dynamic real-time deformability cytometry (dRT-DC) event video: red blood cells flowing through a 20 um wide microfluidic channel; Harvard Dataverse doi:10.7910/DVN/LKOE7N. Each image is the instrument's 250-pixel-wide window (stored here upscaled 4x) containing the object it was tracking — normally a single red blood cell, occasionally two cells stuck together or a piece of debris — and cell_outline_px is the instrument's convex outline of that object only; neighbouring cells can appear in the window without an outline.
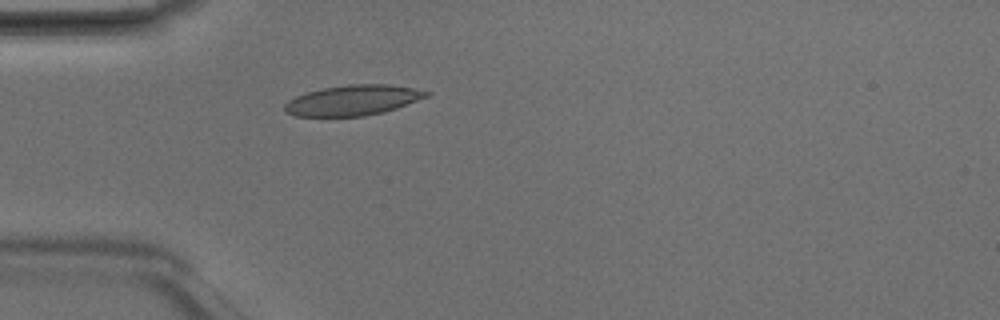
{"species": "Egyptian fruit bat (a non-hibernating species)", "species_latin": "Rousettus aegyptiacus", "temperature_condition": "room temperature", "stored_images_in_passage": 4, "camera_frame_rate_fps": 3000, "um_per_image_px": 0.085, "animal": {"sex": "male"}, "frame": {"image": 1, "passage_image": 4, "time_ms": 1.0, "image_size_px": [1000, 320], "cell_outline_px": [[432, 92], [428, 96], [396, 108], [384, 112], [364, 116], [296, 116], [284, 112], [284, 104], [288, 100], [296, 96], [308, 92], [324, 88], [348, 84], [388, 84], [412, 88]], "centroid_in_image_um": [29.98, 8.52], "position_along_channel_um": 55.0, "area_um2": 24.91}}